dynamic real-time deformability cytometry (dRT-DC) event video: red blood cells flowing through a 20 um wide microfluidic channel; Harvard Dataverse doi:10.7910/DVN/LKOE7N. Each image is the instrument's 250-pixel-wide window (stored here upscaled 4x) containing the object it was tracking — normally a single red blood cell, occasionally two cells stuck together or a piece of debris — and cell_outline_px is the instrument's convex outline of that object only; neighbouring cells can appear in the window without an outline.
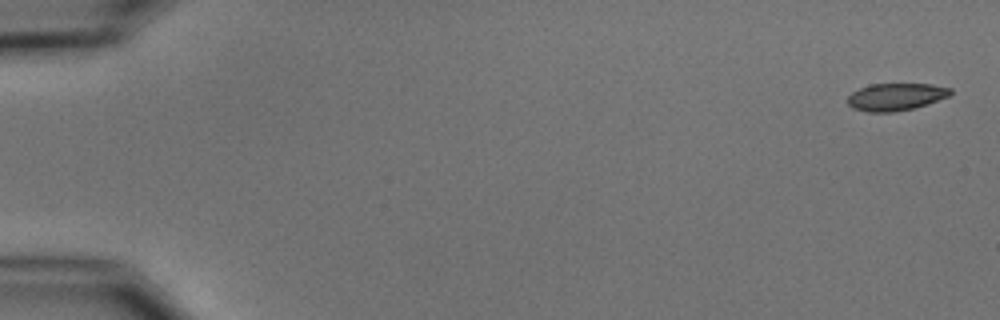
{"species": "common noctule bat (a hibernating species)", "species_latin": "Nyctalus noctula", "temperature_condition": "cold", "stored_images_in_passage": 6, "segment_of_instrument_passage": [1, 2], "camera_frame_rate_fps": 3000, "um_per_image_px": 0.085, "animal": {"sex": "male", "body_mass_g": 15.6}, "frame": {"image": 1, "passage_image": 1, "time_ms": 0.0, "image_size_px": [1000, 320], "cell_outline_px": [[952, 92], [948, 96], [912, 108], [892, 112], [868, 112], [852, 108], [848, 104], [848, 96], [852, 92], [860, 88], [872, 84], [932, 84], [952, 88]], "centroid_in_image_um": [76.11, 8.22], "position_along_channel_um": 8.9, "area_um2": 16.13}}